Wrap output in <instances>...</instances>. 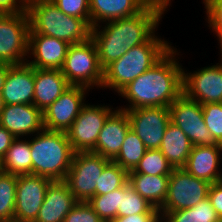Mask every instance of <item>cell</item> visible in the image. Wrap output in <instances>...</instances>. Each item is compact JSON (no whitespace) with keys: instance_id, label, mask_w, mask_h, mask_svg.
<instances>
[{"instance_id":"31","label":"cell","mask_w":222,"mask_h":222,"mask_svg":"<svg viewBox=\"0 0 222 222\" xmlns=\"http://www.w3.org/2000/svg\"><path fill=\"white\" fill-rule=\"evenodd\" d=\"M128 182V172L114 161H110L103 169L96 185V195L113 192Z\"/></svg>"},{"instance_id":"3","label":"cell","mask_w":222,"mask_h":222,"mask_svg":"<svg viewBox=\"0 0 222 222\" xmlns=\"http://www.w3.org/2000/svg\"><path fill=\"white\" fill-rule=\"evenodd\" d=\"M29 33H38L64 40L70 45L91 37V26L82 18L63 13L52 0H28Z\"/></svg>"},{"instance_id":"23","label":"cell","mask_w":222,"mask_h":222,"mask_svg":"<svg viewBox=\"0 0 222 222\" xmlns=\"http://www.w3.org/2000/svg\"><path fill=\"white\" fill-rule=\"evenodd\" d=\"M148 4L147 0H89L90 26L134 16Z\"/></svg>"},{"instance_id":"43","label":"cell","mask_w":222,"mask_h":222,"mask_svg":"<svg viewBox=\"0 0 222 222\" xmlns=\"http://www.w3.org/2000/svg\"><path fill=\"white\" fill-rule=\"evenodd\" d=\"M149 3H155L157 5H160L164 7L165 9L168 8L169 0H147Z\"/></svg>"},{"instance_id":"38","label":"cell","mask_w":222,"mask_h":222,"mask_svg":"<svg viewBox=\"0 0 222 222\" xmlns=\"http://www.w3.org/2000/svg\"><path fill=\"white\" fill-rule=\"evenodd\" d=\"M27 2L28 0H0V14L27 13Z\"/></svg>"},{"instance_id":"42","label":"cell","mask_w":222,"mask_h":222,"mask_svg":"<svg viewBox=\"0 0 222 222\" xmlns=\"http://www.w3.org/2000/svg\"><path fill=\"white\" fill-rule=\"evenodd\" d=\"M8 69H9V64H2L0 66V91H2V87L4 85L7 73H8Z\"/></svg>"},{"instance_id":"34","label":"cell","mask_w":222,"mask_h":222,"mask_svg":"<svg viewBox=\"0 0 222 222\" xmlns=\"http://www.w3.org/2000/svg\"><path fill=\"white\" fill-rule=\"evenodd\" d=\"M203 118L214 140L222 145V103L203 104Z\"/></svg>"},{"instance_id":"4","label":"cell","mask_w":222,"mask_h":222,"mask_svg":"<svg viewBox=\"0 0 222 222\" xmlns=\"http://www.w3.org/2000/svg\"><path fill=\"white\" fill-rule=\"evenodd\" d=\"M172 48L157 36L127 51L103 70L102 87L113 88L118 94L130 82L155 65Z\"/></svg>"},{"instance_id":"16","label":"cell","mask_w":222,"mask_h":222,"mask_svg":"<svg viewBox=\"0 0 222 222\" xmlns=\"http://www.w3.org/2000/svg\"><path fill=\"white\" fill-rule=\"evenodd\" d=\"M70 44L38 33H29L28 53L34 60L26 62L37 69L61 70Z\"/></svg>"},{"instance_id":"18","label":"cell","mask_w":222,"mask_h":222,"mask_svg":"<svg viewBox=\"0 0 222 222\" xmlns=\"http://www.w3.org/2000/svg\"><path fill=\"white\" fill-rule=\"evenodd\" d=\"M34 83V67L27 62L9 65L1 91L4 104H33Z\"/></svg>"},{"instance_id":"15","label":"cell","mask_w":222,"mask_h":222,"mask_svg":"<svg viewBox=\"0 0 222 222\" xmlns=\"http://www.w3.org/2000/svg\"><path fill=\"white\" fill-rule=\"evenodd\" d=\"M185 72L183 71V93L188 98L201 105L222 103V62L193 73Z\"/></svg>"},{"instance_id":"26","label":"cell","mask_w":222,"mask_h":222,"mask_svg":"<svg viewBox=\"0 0 222 222\" xmlns=\"http://www.w3.org/2000/svg\"><path fill=\"white\" fill-rule=\"evenodd\" d=\"M31 157L29 140L15 138L0 161V171L14 175L32 174Z\"/></svg>"},{"instance_id":"5","label":"cell","mask_w":222,"mask_h":222,"mask_svg":"<svg viewBox=\"0 0 222 222\" xmlns=\"http://www.w3.org/2000/svg\"><path fill=\"white\" fill-rule=\"evenodd\" d=\"M35 135L29 141L32 174L64 181L75 153L66 132L43 129Z\"/></svg>"},{"instance_id":"33","label":"cell","mask_w":222,"mask_h":222,"mask_svg":"<svg viewBox=\"0 0 222 222\" xmlns=\"http://www.w3.org/2000/svg\"><path fill=\"white\" fill-rule=\"evenodd\" d=\"M88 203L104 222H110L117 217L118 206H120V188L110 193L95 195Z\"/></svg>"},{"instance_id":"11","label":"cell","mask_w":222,"mask_h":222,"mask_svg":"<svg viewBox=\"0 0 222 222\" xmlns=\"http://www.w3.org/2000/svg\"><path fill=\"white\" fill-rule=\"evenodd\" d=\"M108 106L85 104L71 127L66 131L73 151L90 152L96 146L98 135L108 116L113 112Z\"/></svg>"},{"instance_id":"8","label":"cell","mask_w":222,"mask_h":222,"mask_svg":"<svg viewBox=\"0 0 222 222\" xmlns=\"http://www.w3.org/2000/svg\"><path fill=\"white\" fill-rule=\"evenodd\" d=\"M29 31L27 13L0 14V60L4 64L17 65L28 60Z\"/></svg>"},{"instance_id":"35","label":"cell","mask_w":222,"mask_h":222,"mask_svg":"<svg viewBox=\"0 0 222 222\" xmlns=\"http://www.w3.org/2000/svg\"><path fill=\"white\" fill-rule=\"evenodd\" d=\"M66 15L84 19L90 25L89 0H52Z\"/></svg>"},{"instance_id":"2","label":"cell","mask_w":222,"mask_h":222,"mask_svg":"<svg viewBox=\"0 0 222 222\" xmlns=\"http://www.w3.org/2000/svg\"><path fill=\"white\" fill-rule=\"evenodd\" d=\"M177 50L173 47L150 69L135 78L119 93L135 108L169 107L183 93V71L175 59Z\"/></svg>"},{"instance_id":"28","label":"cell","mask_w":222,"mask_h":222,"mask_svg":"<svg viewBox=\"0 0 222 222\" xmlns=\"http://www.w3.org/2000/svg\"><path fill=\"white\" fill-rule=\"evenodd\" d=\"M146 150L142 140L130 128L125 136L118 155L112 161L120 165L127 172H130L136 168Z\"/></svg>"},{"instance_id":"25","label":"cell","mask_w":222,"mask_h":222,"mask_svg":"<svg viewBox=\"0 0 222 222\" xmlns=\"http://www.w3.org/2000/svg\"><path fill=\"white\" fill-rule=\"evenodd\" d=\"M169 176L128 173V183L153 207L160 208L168 193Z\"/></svg>"},{"instance_id":"17","label":"cell","mask_w":222,"mask_h":222,"mask_svg":"<svg viewBox=\"0 0 222 222\" xmlns=\"http://www.w3.org/2000/svg\"><path fill=\"white\" fill-rule=\"evenodd\" d=\"M0 126L15 138L41 132L44 129L43 112L34 104L4 105Z\"/></svg>"},{"instance_id":"30","label":"cell","mask_w":222,"mask_h":222,"mask_svg":"<svg viewBox=\"0 0 222 222\" xmlns=\"http://www.w3.org/2000/svg\"><path fill=\"white\" fill-rule=\"evenodd\" d=\"M18 175L0 171V222H13Z\"/></svg>"},{"instance_id":"9","label":"cell","mask_w":222,"mask_h":222,"mask_svg":"<svg viewBox=\"0 0 222 222\" xmlns=\"http://www.w3.org/2000/svg\"><path fill=\"white\" fill-rule=\"evenodd\" d=\"M211 184L189 174L183 168L173 169L168 180V193L160 211L191 208L208 197Z\"/></svg>"},{"instance_id":"39","label":"cell","mask_w":222,"mask_h":222,"mask_svg":"<svg viewBox=\"0 0 222 222\" xmlns=\"http://www.w3.org/2000/svg\"><path fill=\"white\" fill-rule=\"evenodd\" d=\"M208 198L217 215L222 220V181L211 184Z\"/></svg>"},{"instance_id":"13","label":"cell","mask_w":222,"mask_h":222,"mask_svg":"<svg viewBox=\"0 0 222 222\" xmlns=\"http://www.w3.org/2000/svg\"><path fill=\"white\" fill-rule=\"evenodd\" d=\"M50 178L33 174L18 175L13 222H34L45 200Z\"/></svg>"},{"instance_id":"14","label":"cell","mask_w":222,"mask_h":222,"mask_svg":"<svg viewBox=\"0 0 222 222\" xmlns=\"http://www.w3.org/2000/svg\"><path fill=\"white\" fill-rule=\"evenodd\" d=\"M89 88L84 86L68 87L61 96L43 111L44 129L66 132L85 105L84 95Z\"/></svg>"},{"instance_id":"36","label":"cell","mask_w":222,"mask_h":222,"mask_svg":"<svg viewBox=\"0 0 222 222\" xmlns=\"http://www.w3.org/2000/svg\"><path fill=\"white\" fill-rule=\"evenodd\" d=\"M204 5L208 26L217 34L222 54V0H208Z\"/></svg>"},{"instance_id":"10","label":"cell","mask_w":222,"mask_h":222,"mask_svg":"<svg viewBox=\"0 0 222 222\" xmlns=\"http://www.w3.org/2000/svg\"><path fill=\"white\" fill-rule=\"evenodd\" d=\"M171 122L178 126L189 138L193 146L221 145L209 132L199 102L182 93L170 106Z\"/></svg>"},{"instance_id":"32","label":"cell","mask_w":222,"mask_h":222,"mask_svg":"<svg viewBox=\"0 0 222 222\" xmlns=\"http://www.w3.org/2000/svg\"><path fill=\"white\" fill-rule=\"evenodd\" d=\"M173 167L159 149L146 150L136 168L128 173L170 176Z\"/></svg>"},{"instance_id":"20","label":"cell","mask_w":222,"mask_h":222,"mask_svg":"<svg viewBox=\"0 0 222 222\" xmlns=\"http://www.w3.org/2000/svg\"><path fill=\"white\" fill-rule=\"evenodd\" d=\"M222 145L192 146L183 169L196 178L210 184L222 181L219 170Z\"/></svg>"},{"instance_id":"12","label":"cell","mask_w":222,"mask_h":222,"mask_svg":"<svg viewBox=\"0 0 222 222\" xmlns=\"http://www.w3.org/2000/svg\"><path fill=\"white\" fill-rule=\"evenodd\" d=\"M125 111L128 115L131 129L142 140L146 149H159L165 130L171 122L169 107H144Z\"/></svg>"},{"instance_id":"44","label":"cell","mask_w":222,"mask_h":222,"mask_svg":"<svg viewBox=\"0 0 222 222\" xmlns=\"http://www.w3.org/2000/svg\"><path fill=\"white\" fill-rule=\"evenodd\" d=\"M4 101H3V97H2V92L0 91V114L2 109L4 108Z\"/></svg>"},{"instance_id":"40","label":"cell","mask_w":222,"mask_h":222,"mask_svg":"<svg viewBox=\"0 0 222 222\" xmlns=\"http://www.w3.org/2000/svg\"><path fill=\"white\" fill-rule=\"evenodd\" d=\"M162 220L160 213H140L124 217H116L110 222H160Z\"/></svg>"},{"instance_id":"29","label":"cell","mask_w":222,"mask_h":222,"mask_svg":"<svg viewBox=\"0 0 222 222\" xmlns=\"http://www.w3.org/2000/svg\"><path fill=\"white\" fill-rule=\"evenodd\" d=\"M140 213H160V210L140 196L127 182L120 188V206H118L117 217Z\"/></svg>"},{"instance_id":"22","label":"cell","mask_w":222,"mask_h":222,"mask_svg":"<svg viewBox=\"0 0 222 222\" xmlns=\"http://www.w3.org/2000/svg\"><path fill=\"white\" fill-rule=\"evenodd\" d=\"M33 104L45 111L71 85L61 70L34 68Z\"/></svg>"},{"instance_id":"27","label":"cell","mask_w":222,"mask_h":222,"mask_svg":"<svg viewBox=\"0 0 222 222\" xmlns=\"http://www.w3.org/2000/svg\"><path fill=\"white\" fill-rule=\"evenodd\" d=\"M164 222H220L209 198L198 202L195 206L176 211H160Z\"/></svg>"},{"instance_id":"1","label":"cell","mask_w":222,"mask_h":222,"mask_svg":"<svg viewBox=\"0 0 222 222\" xmlns=\"http://www.w3.org/2000/svg\"><path fill=\"white\" fill-rule=\"evenodd\" d=\"M165 11L164 7L149 3L134 16L108 21L101 30L100 25L91 28L101 68L104 70L131 48L150 40Z\"/></svg>"},{"instance_id":"41","label":"cell","mask_w":222,"mask_h":222,"mask_svg":"<svg viewBox=\"0 0 222 222\" xmlns=\"http://www.w3.org/2000/svg\"><path fill=\"white\" fill-rule=\"evenodd\" d=\"M14 139L15 137L10 132L0 126V161L10 148Z\"/></svg>"},{"instance_id":"19","label":"cell","mask_w":222,"mask_h":222,"mask_svg":"<svg viewBox=\"0 0 222 222\" xmlns=\"http://www.w3.org/2000/svg\"><path fill=\"white\" fill-rule=\"evenodd\" d=\"M130 121L125 110H114L101 129L95 148L91 151L113 160L119 153L125 136L130 129Z\"/></svg>"},{"instance_id":"24","label":"cell","mask_w":222,"mask_h":222,"mask_svg":"<svg viewBox=\"0 0 222 222\" xmlns=\"http://www.w3.org/2000/svg\"><path fill=\"white\" fill-rule=\"evenodd\" d=\"M188 136L174 123L165 130L159 150L173 169L183 168L192 149Z\"/></svg>"},{"instance_id":"37","label":"cell","mask_w":222,"mask_h":222,"mask_svg":"<svg viewBox=\"0 0 222 222\" xmlns=\"http://www.w3.org/2000/svg\"><path fill=\"white\" fill-rule=\"evenodd\" d=\"M63 222H104L88 202L78 203L66 215Z\"/></svg>"},{"instance_id":"7","label":"cell","mask_w":222,"mask_h":222,"mask_svg":"<svg viewBox=\"0 0 222 222\" xmlns=\"http://www.w3.org/2000/svg\"><path fill=\"white\" fill-rule=\"evenodd\" d=\"M111 160L94 152L74 153L64 182L78 201L88 202L96 195V185Z\"/></svg>"},{"instance_id":"21","label":"cell","mask_w":222,"mask_h":222,"mask_svg":"<svg viewBox=\"0 0 222 222\" xmlns=\"http://www.w3.org/2000/svg\"><path fill=\"white\" fill-rule=\"evenodd\" d=\"M78 203L64 181H53L47 188L45 200L34 222H63Z\"/></svg>"},{"instance_id":"6","label":"cell","mask_w":222,"mask_h":222,"mask_svg":"<svg viewBox=\"0 0 222 222\" xmlns=\"http://www.w3.org/2000/svg\"><path fill=\"white\" fill-rule=\"evenodd\" d=\"M61 72L70 85L102 87L103 69L98 61L97 47L91 37L83 43L70 45Z\"/></svg>"}]
</instances>
